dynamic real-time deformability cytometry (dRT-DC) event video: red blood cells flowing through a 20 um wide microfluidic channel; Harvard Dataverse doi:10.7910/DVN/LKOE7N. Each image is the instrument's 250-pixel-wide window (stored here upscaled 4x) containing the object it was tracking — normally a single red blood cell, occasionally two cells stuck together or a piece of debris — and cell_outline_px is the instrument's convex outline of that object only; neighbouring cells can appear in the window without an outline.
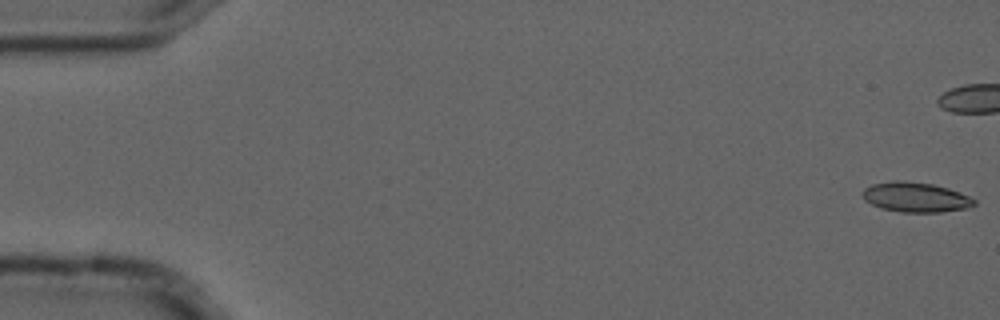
{"species": "common noctule bat (a hibernating species)", "species_latin": "Nyctalus noctula", "temperature_condition": "cold", "stored_images_in_passage": 6, "camera_frame_rate_fps": 3000, "um_per_image_px": 0.085, "animal": {"sex": "male", "forearm_length_mm": 52.5}, "frame": {"image": 1, "passage_image": 1, "time_ms": 0.0, "image_size_px": [1000, 320], "cell_outline_px": [[976, 204], [964, 208], [940, 212], [900, 212], [880, 208], [864, 200], [864, 188], [872, 184], [892, 180], [900, 180], [932, 184], [948, 188], [960, 192], [976, 200]], "centroid_in_image_um": [77.81, 16.76], "position_along_channel_um": 7.2, "area_um2": 19.31}}